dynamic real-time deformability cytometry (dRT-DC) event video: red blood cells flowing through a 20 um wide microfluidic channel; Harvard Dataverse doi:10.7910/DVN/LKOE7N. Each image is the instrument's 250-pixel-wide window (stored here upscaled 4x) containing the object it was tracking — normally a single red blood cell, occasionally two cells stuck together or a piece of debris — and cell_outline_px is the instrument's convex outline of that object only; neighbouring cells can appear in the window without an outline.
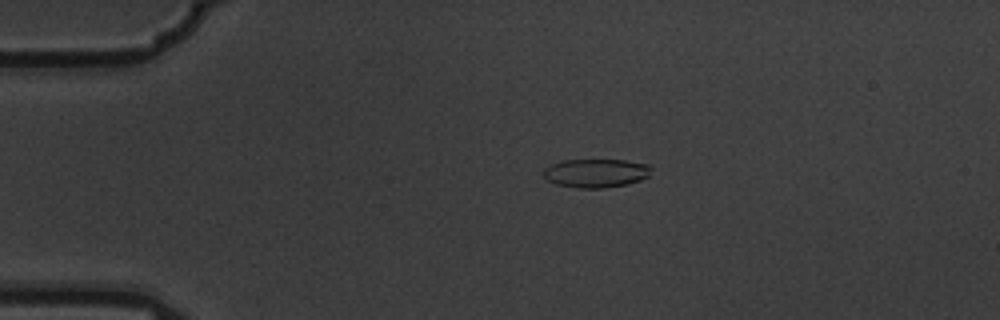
{"species": "common noctule bat (a hibernating species)", "species_latin": "Nyctalus noctula", "temperature_condition": "warm", "stored_images_in_passage": 6, "camera_frame_rate_fps": 3000, "um_per_image_px": 0.085, "animal": {"sex": "male", "body_mass_g": 19.5, "forearm_length_mm": 54.6}, "frame": {"image": 1, "passage_image": 1, "time_ms": 0.0, "image_size_px": [1000, 320], "cell_outline_px": [[652, 168], [648, 176], [640, 180], [628, 184], [604, 188], [576, 188], [556, 184], [548, 180], [544, 176], [544, 168], [548, 164], [564, 160], [624, 160], [648, 164]], "centroid_in_image_um": [50.64, 14.71], "position_along_channel_um": 34.4, "area_um2": 18.09}}
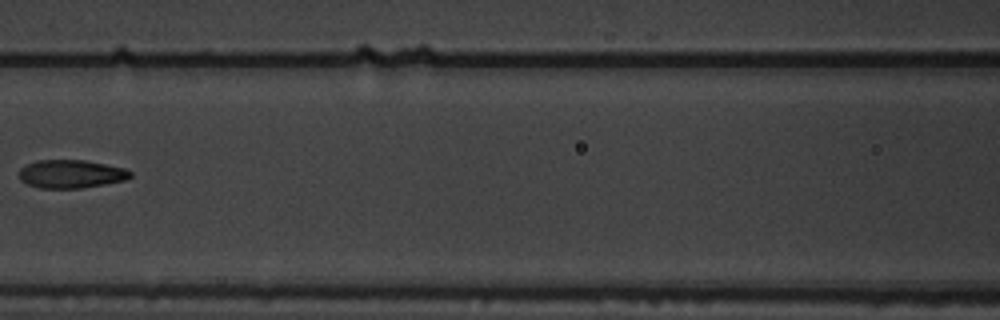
{"frame": {"image": 2, "passage_image": 5, "time_ms": 1.333, "image_size_px": [1000, 320], "cell_outline_px": [[132, 176], [124, 180], [104, 184], [80, 188], [40, 188], [28, 184], [20, 180], [20, 168], [36, 160], [84, 160], [124, 168], [132, 172]], "centroid_in_image_um": [6.03, 14.78], "position_along_channel_um": 160.6, "area_um2": 18.15}}
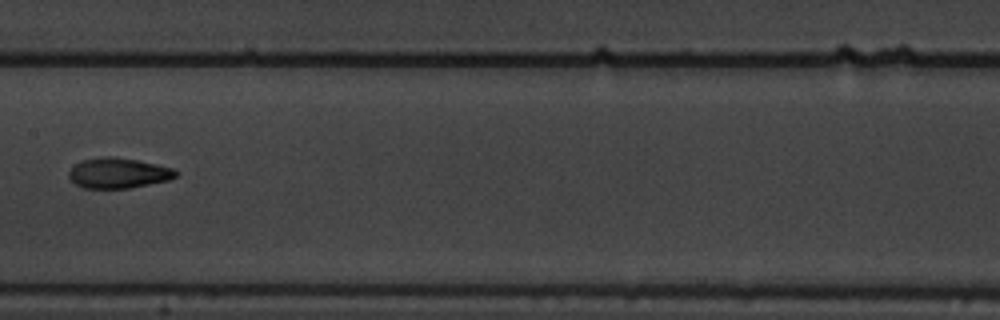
{"frame": {"image": 3, "passage_image": 6, "time_ms": 1.667, "image_size_px": [1000, 320], "cell_outline_px": [[180, 172], [176, 176], [168, 180], [128, 188], [84, 188], [76, 184], [68, 176], [68, 172], [76, 164], [84, 160], [104, 156], [112, 156], [136, 160], [156, 164], [172, 168]], "centroid_in_image_um": [10.06, 14.71], "position_along_channel_um": 197.3, "area_um2": 18.67}}